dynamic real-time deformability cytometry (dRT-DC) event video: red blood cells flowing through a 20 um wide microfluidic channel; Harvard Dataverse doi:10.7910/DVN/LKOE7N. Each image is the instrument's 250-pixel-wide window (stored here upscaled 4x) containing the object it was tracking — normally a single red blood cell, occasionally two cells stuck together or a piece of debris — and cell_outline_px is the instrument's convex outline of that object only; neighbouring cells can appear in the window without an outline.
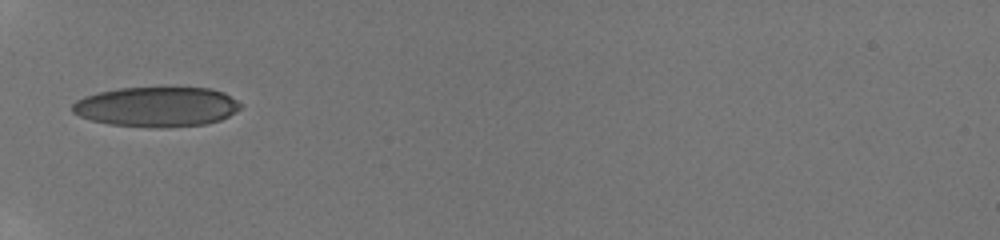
{"species": "human", "species_latin": "Homo sapiens", "temperature_condition": "room temperature", "stored_images_in_passage": 21, "camera_frame_rate_fps": 3000, "um_per_image_px": 0.085, "donor": {"sex": "male"}, "frame": {"image": 1, "passage_image": 1, "time_ms": 0.0, "image_size_px": [1000, 240], "cell_outline_px": [[240, 108], [228, 116], [220, 120], [204, 124], [108, 124], [92, 120], [80, 116], [72, 112], [72, 104], [76, 100], [84, 96], [100, 92], [120, 88], [212, 88], [224, 92], [236, 100], [240, 104]], "centroid_in_image_um": [13.3, 9.02], "position_along_channel_um": 71.7, "area_um2": 37.51}}
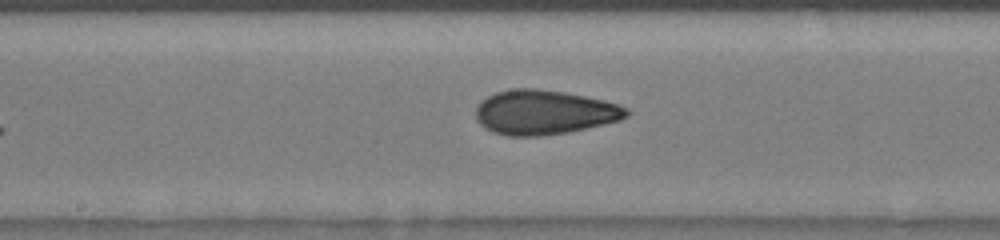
{"frame": {"image": 2, "passage_image": 11, "time_ms": 3.333, "image_size_px": [1000, 240], "cell_outline_px": [[632, 112], [628, 116], [620, 120], [568, 132], [540, 136], [508, 136], [492, 132], [484, 128], [476, 120], [476, 108], [488, 96], [496, 92], [512, 88], [536, 88], [564, 92], [604, 100], [628, 108]], "centroid_in_image_um": [46.26, 9.55], "position_along_channel_um": 201.9, "area_um2": 39.07}}
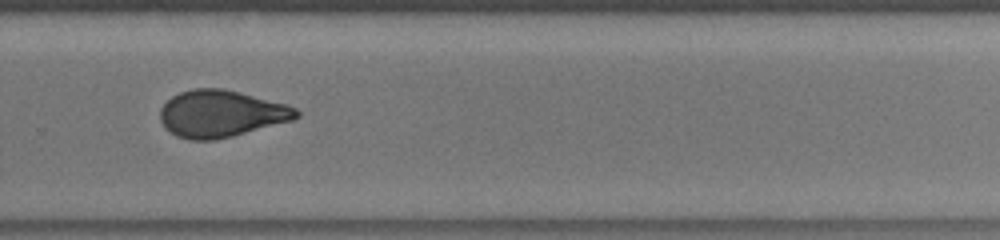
{"frame": {"image": 3, "passage_image": 19, "time_ms": 6.0, "image_size_px": [1000, 240], "cell_outline_px": [[300, 116], [292, 120], [232, 136], [212, 140], [188, 140], [176, 136], [164, 128], [160, 120], [160, 108], [172, 96], [180, 92], [192, 88], [224, 88], [288, 104], [296, 108], [300, 112]], "centroid_in_image_um": [18.78, 9.66], "position_along_channel_um": 311.0, "area_um2": 37.4}}